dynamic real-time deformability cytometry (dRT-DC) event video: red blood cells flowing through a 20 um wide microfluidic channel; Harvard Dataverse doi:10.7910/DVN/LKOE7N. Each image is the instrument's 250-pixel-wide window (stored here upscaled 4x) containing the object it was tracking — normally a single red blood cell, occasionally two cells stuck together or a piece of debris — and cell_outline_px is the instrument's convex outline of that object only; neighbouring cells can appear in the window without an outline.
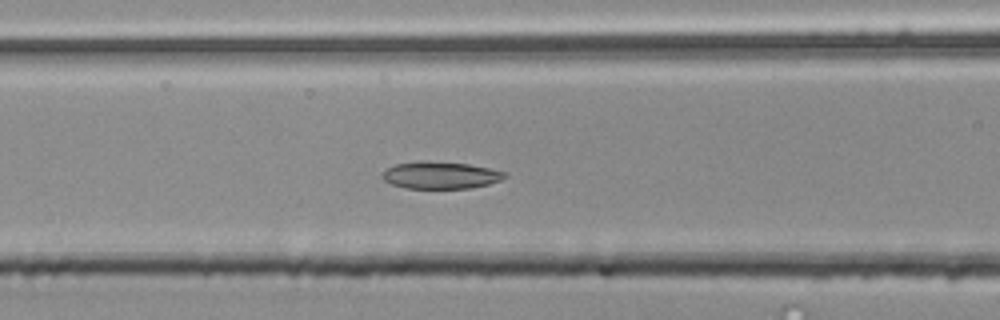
{"species": "common noctule bat (a hibernating species)", "species_latin": "Nyctalus noctula", "temperature_condition": "room temperature", "stored_images_in_passage": 55, "camera_frame_rate_fps": 3000, "um_per_image_px": 0.085, "animal": {"sex": "male", "body_mass_g": 20.4}, "frame": {"image": 1, "passage_image": 23, "time_ms": 7.333, "image_size_px": [1000, 320], "cell_outline_px": [[508, 176], [500, 180], [488, 184], [472, 188], [404, 188], [392, 184], [384, 180], [380, 176], [388, 168], [396, 164], [468, 164], [488, 168], [504, 172]], "centroid_in_image_um": [37.48, 14.95], "position_along_channel_um": 129.1, "area_um2": 18.21}}
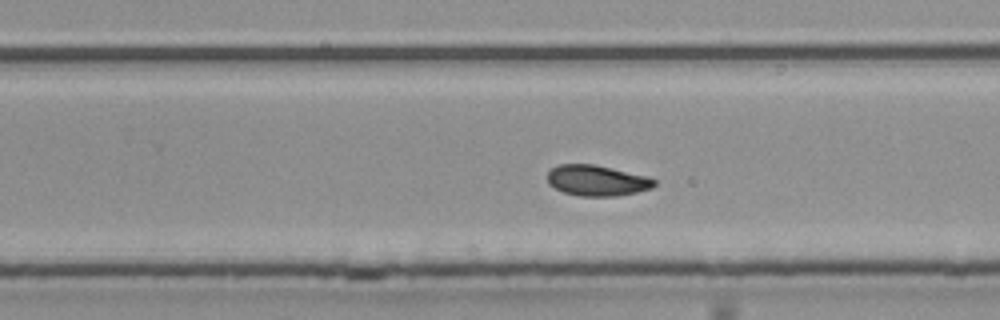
{"frame": {"image": 2, "passage_image": 35, "time_ms": 11.333, "image_size_px": [1000, 320], "cell_outline_px": [[656, 184], [652, 188], [636, 192], [616, 196], [580, 196], [564, 192], [548, 184], [548, 172], [556, 164], [592, 164], [648, 176], [656, 180]], "centroid_in_image_um": [50.74, 15.34], "position_along_channel_um": 279.1, "area_um2": 19.07}}
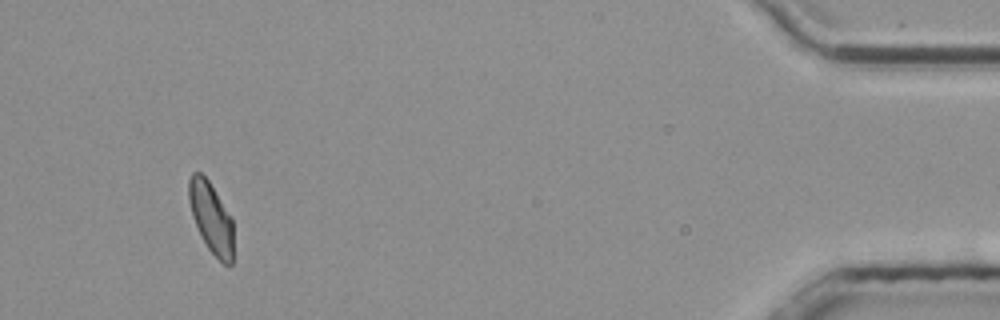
{"frame": {"image": 3, "passage_image": 52, "time_ms": 17.0, "image_size_px": [1000, 320], "cell_outline_px": [[232, 264], [224, 264], [208, 248], [192, 216], [188, 200], [188, 180], [192, 172], [200, 172], [208, 180], [232, 216]], "centroid_in_image_um": [17.93, 18.45], "position_along_channel_um": 417.3, "area_um2": 18.15}, "authors_computed_cell_mechanics": {"area_um2": 19.4786, "velocity_mm_per_s": 3.765, "shape_relaxation_time_tau1_ms": null, "shape_relaxation_time_tau2_ms": 4.5115, "deformation_change_tau1": null, "deformation_change_tau2": 0.0835}}